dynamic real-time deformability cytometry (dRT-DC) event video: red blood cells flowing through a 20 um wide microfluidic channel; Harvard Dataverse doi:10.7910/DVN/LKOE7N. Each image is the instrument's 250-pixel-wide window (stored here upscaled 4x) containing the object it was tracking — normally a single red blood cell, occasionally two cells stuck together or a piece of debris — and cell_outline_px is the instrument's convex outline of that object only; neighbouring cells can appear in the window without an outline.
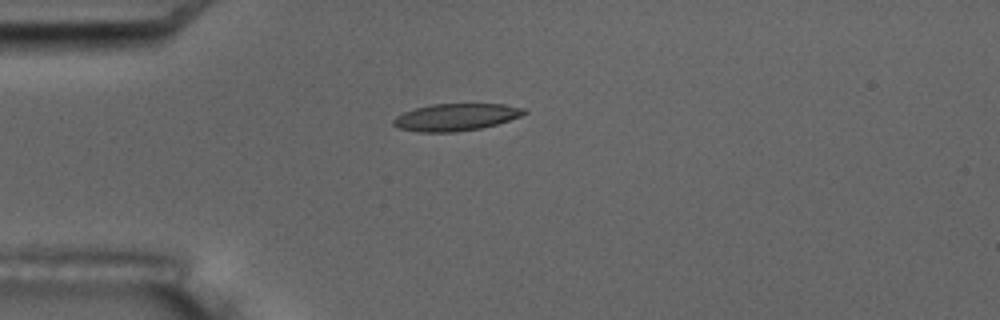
{"species": "common noctule bat (a hibernating species)", "species_latin": "Nyctalus noctula", "temperature_condition": "room temperature", "stored_images_in_passage": 8, "camera_frame_rate_fps": 3000, "um_per_image_px": 0.085, "animal": {"sex": "male", "body_mass_g": 17.5, "forearm_length_mm": 52.3}, "frame": {"image": 1, "passage_image": 4, "time_ms": 4.333, "image_size_px": [1000, 320], "cell_outline_px": [[528, 112], [520, 116], [496, 124], [480, 128], [456, 132], [420, 132], [400, 128], [392, 124], [392, 120], [396, 116], [404, 112], [416, 108], [432, 104], [504, 104], [524, 108]], "centroid_in_image_um": [38.74, 9.95], "position_along_channel_um": 46.3, "area_um2": 20.52}}
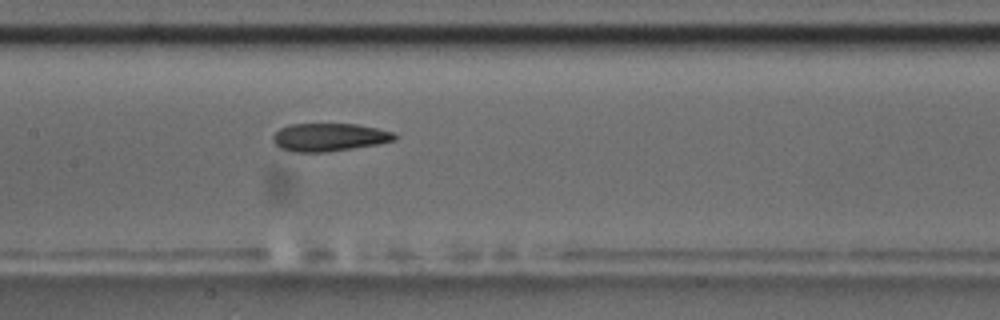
{"frame": {"image": 2, "passage_image": 8, "time_ms": 8.667, "image_size_px": [1000, 320], "cell_outline_px": [[396, 140], [380, 144], [324, 152], [292, 152], [280, 148], [272, 140], [272, 136], [280, 128], [288, 124], [356, 124], [376, 128], [392, 132], [396, 136]], "centroid_in_image_um": [27.96, 11.66], "position_along_channel_um": 179.4, "area_um2": 19.83}}